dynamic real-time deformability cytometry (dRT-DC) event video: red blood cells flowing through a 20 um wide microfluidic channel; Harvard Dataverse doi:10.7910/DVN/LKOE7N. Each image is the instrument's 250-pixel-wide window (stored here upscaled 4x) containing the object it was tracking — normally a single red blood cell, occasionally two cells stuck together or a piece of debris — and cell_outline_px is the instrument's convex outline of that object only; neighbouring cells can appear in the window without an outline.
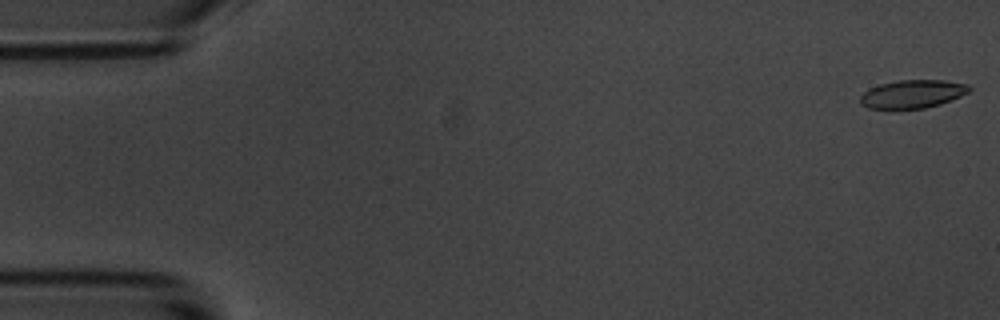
{"species": "common noctule bat (a hibernating species)", "species_latin": "Nyctalus noctula", "temperature_condition": "room temperature", "stored_images_in_passage": 56, "camera_frame_rate_fps": 3000, "um_per_image_px": 0.085, "animal": {"sex": "male", "body_mass_g": 20.1, "forearm_length_mm": 53.5}, "frame": {"image": 1, "passage_image": 1, "time_ms": 0.0, "image_size_px": [1000, 320], "cell_outline_px": [[972, 88], [968, 92], [952, 100], [940, 104], [924, 108], [868, 108], [860, 104], [860, 96], [868, 88], [880, 84], [900, 80], [944, 80], [968, 84]], "centroid_in_image_um": [77.56, 7.98], "position_along_channel_um": 7.4, "area_um2": 17.86}}
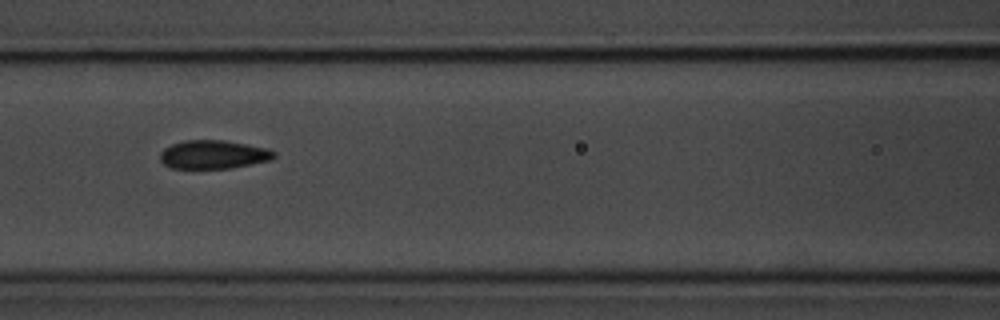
{"frame": {"image": 2, "passage_image": 24, "time_ms": 7.667, "image_size_px": [1000, 320], "cell_outline_px": [[276, 156], [272, 160], [228, 168], [172, 168], [164, 164], [160, 160], [160, 152], [164, 148], [172, 144], [184, 140], [224, 140], [268, 148], [276, 152]], "centroid_in_image_um": [18.15, 13.12], "position_along_channel_um": 148.5, "area_um2": 18.96}}
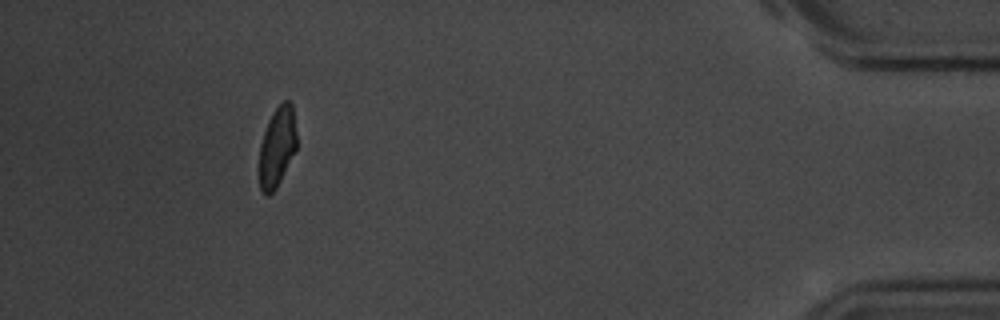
{"frame": {"image": 3, "passage_image": 51, "time_ms": 16.667, "image_size_px": [1000, 320], "cell_outline_px": [[296, 148], [276, 188], [268, 196], [264, 196], [260, 188], [260, 144], [268, 120], [272, 112], [284, 100], [288, 100], [292, 104], [296, 132]], "centroid_in_image_um": [23.55, 12.47], "position_along_channel_um": 411.7, "area_um2": 17.17}, "authors_computed_cell_mechanics": {"area_um2": 18.9873, "velocity_mm_per_s": 3.6144, "shape_relaxation_time_tau1_ms": 2.8258, "shape_relaxation_time_tau2_ms": 1.1314, "deformation_change_tau1": 0.122, "deformation_change_tau2": 0.0727}}